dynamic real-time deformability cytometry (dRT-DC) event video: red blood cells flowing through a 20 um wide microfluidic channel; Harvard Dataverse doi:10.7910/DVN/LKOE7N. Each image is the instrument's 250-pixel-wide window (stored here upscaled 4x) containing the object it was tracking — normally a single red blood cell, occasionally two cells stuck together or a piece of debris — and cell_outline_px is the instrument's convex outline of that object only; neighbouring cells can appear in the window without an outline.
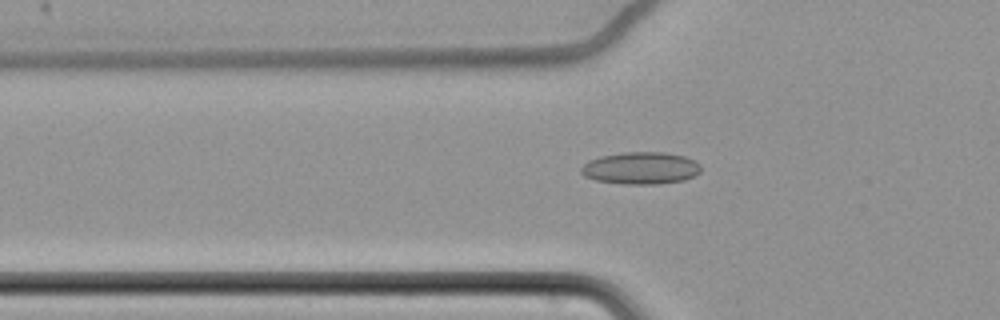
{"species": "common noctule bat (a hibernating species)", "species_latin": "Nyctalus noctula", "temperature_condition": "cold", "stored_images_in_passage": 63, "camera_frame_rate_fps": 3000, "um_per_image_px": 0.085, "animal": {"sex": "female", "body_mass_g": 22.7, "forearm_length_mm": 54.2}, "frame": {"image": 1, "passage_image": 24, "time_ms": 7.667, "image_size_px": [1000, 320], "cell_outline_px": [[700, 172], [684, 180], [660, 184], [620, 184], [596, 180], [584, 176], [580, 172], [580, 168], [588, 160], [600, 156], [624, 152], [664, 152], [684, 156], [696, 160], [700, 164]], "centroid_in_image_um": [54.45, 14.29], "position_along_channel_um": 71.3, "area_um2": 22.66}}
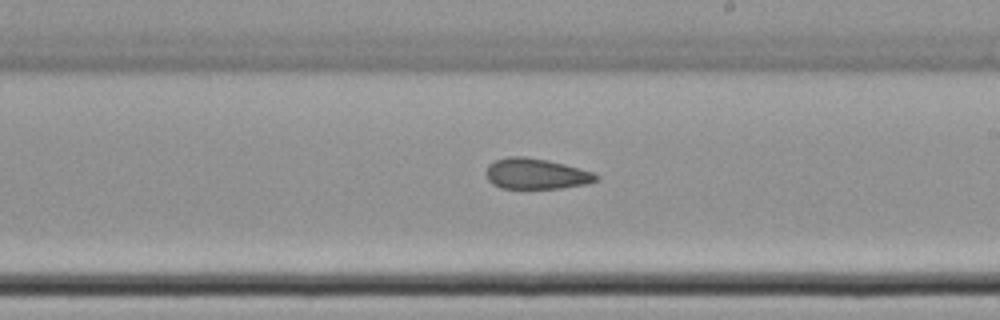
{"frame": {"image": 2, "passage_image": 39, "time_ms": 12.667, "image_size_px": [1000, 320], "cell_outline_px": [[600, 176], [596, 180], [588, 184], [560, 188], [500, 188], [492, 184], [488, 180], [484, 172], [488, 164], [496, 160], [508, 156], [524, 156], [548, 160], [564, 164], [592, 172]], "centroid_in_image_um": [45.52, 14.77], "position_along_channel_um": 243.5, "area_um2": 19.77}}
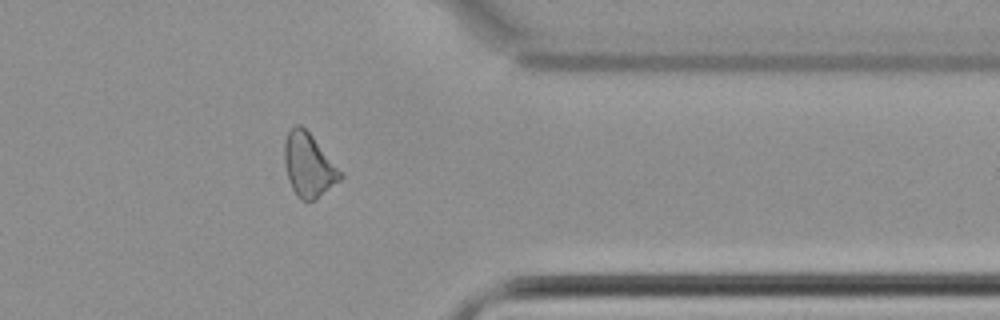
{"frame": {"image": 3, "passage_image": 52, "time_ms": 17.0, "image_size_px": [1000, 320], "cell_outline_px": [[344, 176], [340, 180], [312, 200], [300, 200], [296, 196], [288, 180], [284, 164], [284, 140], [288, 132], [296, 124], [300, 124], [312, 136], [344, 172]], "centroid_in_image_um": [26.23, 14.02], "position_along_channel_um": 385.2, "area_um2": 20.69}, "authors_computed_cell_mechanics": {"area_um2": 21.2126, "velocity_mm_per_s": 3.4813, "shape_relaxation_time_tau1_ms": null, "shape_relaxation_time_tau2_ms": 7.4003, "deformation_change_tau1": null, "deformation_change_tau2": 0.1497}}